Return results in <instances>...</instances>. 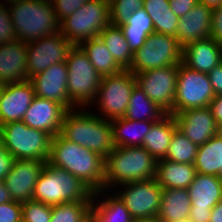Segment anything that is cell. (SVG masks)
<instances>
[{
    "label": "cell",
    "instance_id": "cb8c5ba5",
    "mask_svg": "<svg viewBox=\"0 0 222 222\" xmlns=\"http://www.w3.org/2000/svg\"><path fill=\"white\" fill-rule=\"evenodd\" d=\"M187 190L191 208H214L222 200V180L216 175L196 173Z\"/></svg>",
    "mask_w": 222,
    "mask_h": 222
},
{
    "label": "cell",
    "instance_id": "f907efd6",
    "mask_svg": "<svg viewBox=\"0 0 222 222\" xmlns=\"http://www.w3.org/2000/svg\"><path fill=\"white\" fill-rule=\"evenodd\" d=\"M198 2L211 9L217 8L222 4V0H198Z\"/></svg>",
    "mask_w": 222,
    "mask_h": 222
},
{
    "label": "cell",
    "instance_id": "8d00e7d4",
    "mask_svg": "<svg viewBox=\"0 0 222 222\" xmlns=\"http://www.w3.org/2000/svg\"><path fill=\"white\" fill-rule=\"evenodd\" d=\"M144 0H110V23L121 25L138 9Z\"/></svg>",
    "mask_w": 222,
    "mask_h": 222
},
{
    "label": "cell",
    "instance_id": "f1b7e54d",
    "mask_svg": "<svg viewBox=\"0 0 222 222\" xmlns=\"http://www.w3.org/2000/svg\"><path fill=\"white\" fill-rule=\"evenodd\" d=\"M194 167L196 173L216 175L222 180V138L215 135L198 146Z\"/></svg>",
    "mask_w": 222,
    "mask_h": 222
},
{
    "label": "cell",
    "instance_id": "ee69618b",
    "mask_svg": "<svg viewBox=\"0 0 222 222\" xmlns=\"http://www.w3.org/2000/svg\"><path fill=\"white\" fill-rule=\"evenodd\" d=\"M14 160L12 155L3 146H0V181H3L9 173Z\"/></svg>",
    "mask_w": 222,
    "mask_h": 222
},
{
    "label": "cell",
    "instance_id": "2e32d148",
    "mask_svg": "<svg viewBox=\"0 0 222 222\" xmlns=\"http://www.w3.org/2000/svg\"><path fill=\"white\" fill-rule=\"evenodd\" d=\"M47 162L35 159H15L3 182L12 200L25 202L32 200L35 184Z\"/></svg>",
    "mask_w": 222,
    "mask_h": 222
},
{
    "label": "cell",
    "instance_id": "d4e9b609",
    "mask_svg": "<svg viewBox=\"0 0 222 222\" xmlns=\"http://www.w3.org/2000/svg\"><path fill=\"white\" fill-rule=\"evenodd\" d=\"M196 175L194 164L157 160L155 179L163 188L187 189Z\"/></svg>",
    "mask_w": 222,
    "mask_h": 222
},
{
    "label": "cell",
    "instance_id": "f35d334b",
    "mask_svg": "<svg viewBox=\"0 0 222 222\" xmlns=\"http://www.w3.org/2000/svg\"><path fill=\"white\" fill-rule=\"evenodd\" d=\"M14 40H17V35L8 4L0 1V45Z\"/></svg>",
    "mask_w": 222,
    "mask_h": 222
},
{
    "label": "cell",
    "instance_id": "7c38bea8",
    "mask_svg": "<svg viewBox=\"0 0 222 222\" xmlns=\"http://www.w3.org/2000/svg\"><path fill=\"white\" fill-rule=\"evenodd\" d=\"M162 190L156 179L152 178L120 184L113 192L124 203L133 219H143L157 218Z\"/></svg>",
    "mask_w": 222,
    "mask_h": 222
},
{
    "label": "cell",
    "instance_id": "ab89813d",
    "mask_svg": "<svg viewBox=\"0 0 222 222\" xmlns=\"http://www.w3.org/2000/svg\"><path fill=\"white\" fill-rule=\"evenodd\" d=\"M87 1L88 0H51L59 22L81 8Z\"/></svg>",
    "mask_w": 222,
    "mask_h": 222
},
{
    "label": "cell",
    "instance_id": "11a10c76",
    "mask_svg": "<svg viewBox=\"0 0 222 222\" xmlns=\"http://www.w3.org/2000/svg\"><path fill=\"white\" fill-rule=\"evenodd\" d=\"M172 222H193V221L189 218H185V219H181V220H178V221H172Z\"/></svg>",
    "mask_w": 222,
    "mask_h": 222
},
{
    "label": "cell",
    "instance_id": "681fc988",
    "mask_svg": "<svg viewBox=\"0 0 222 222\" xmlns=\"http://www.w3.org/2000/svg\"><path fill=\"white\" fill-rule=\"evenodd\" d=\"M13 201L9 190L3 181H0V204Z\"/></svg>",
    "mask_w": 222,
    "mask_h": 222
},
{
    "label": "cell",
    "instance_id": "d6986e66",
    "mask_svg": "<svg viewBox=\"0 0 222 222\" xmlns=\"http://www.w3.org/2000/svg\"><path fill=\"white\" fill-rule=\"evenodd\" d=\"M34 98L29 80L5 85L0 98V125L22 121Z\"/></svg>",
    "mask_w": 222,
    "mask_h": 222
},
{
    "label": "cell",
    "instance_id": "f6af8a7d",
    "mask_svg": "<svg viewBox=\"0 0 222 222\" xmlns=\"http://www.w3.org/2000/svg\"><path fill=\"white\" fill-rule=\"evenodd\" d=\"M210 83L216 95H222V62L208 73Z\"/></svg>",
    "mask_w": 222,
    "mask_h": 222
},
{
    "label": "cell",
    "instance_id": "db71d44e",
    "mask_svg": "<svg viewBox=\"0 0 222 222\" xmlns=\"http://www.w3.org/2000/svg\"><path fill=\"white\" fill-rule=\"evenodd\" d=\"M0 146H3V130H2V125H0Z\"/></svg>",
    "mask_w": 222,
    "mask_h": 222
},
{
    "label": "cell",
    "instance_id": "83f0119b",
    "mask_svg": "<svg viewBox=\"0 0 222 222\" xmlns=\"http://www.w3.org/2000/svg\"><path fill=\"white\" fill-rule=\"evenodd\" d=\"M191 199L187 189L166 188L162 190L159 222H172L189 218Z\"/></svg>",
    "mask_w": 222,
    "mask_h": 222
},
{
    "label": "cell",
    "instance_id": "d590c367",
    "mask_svg": "<svg viewBox=\"0 0 222 222\" xmlns=\"http://www.w3.org/2000/svg\"><path fill=\"white\" fill-rule=\"evenodd\" d=\"M92 202H65L51 206L50 222H88Z\"/></svg>",
    "mask_w": 222,
    "mask_h": 222
},
{
    "label": "cell",
    "instance_id": "6f0895ef",
    "mask_svg": "<svg viewBox=\"0 0 222 222\" xmlns=\"http://www.w3.org/2000/svg\"><path fill=\"white\" fill-rule=\"evenodd\" d=\"M3 90H4V85L0 84V98H1Z\"/></svg>",
    "mask_w": 222,
    "mask_h": 222
},
{
    "label": "cell",
    "instance_id": "f5cc1de1",
    "mask_svg": "<svg viewBox=\"0 0 222 222\" xmlns=\"http://www.w3.org/2000/svg\"><path fill=\"white\" fill-rule=\"evenodd\" d=\"M216 135L219 138H222V122L217 124Z\"/></svg>",
    "mask_w": 222,
    "mask_h": 222
},
{
    "label": "cell",
    "instance_id": "c3c4849f",
    "mask_svg": "<svg viewBox=\"0 0 222 222\" xmlns=\"http://www.w3.org/2000/svg\"><path fill=\"white\" fill-rule=\"evenodd\" d=\"M209 222H222V200L212 209Z\"/></svg>",
    "mask_w": 222,
    "mask_h": 222
},
{
    "label": "cell",
    "instance_id": "ac0fdd59",
    "mask_svg": "<svg viewBox=\"0 0 222 222\" xmlns=\"http://www.w3.org/2000/svg\"><path fill=\"white\" fill-rule=\"evenodd\" d=\"M173 116L177 129L198 146L216 135L217 123L209 107L187 109Z\"/></svg>",
    "mask_w": 222,
    "mask_h": 222
},
{
    "label": "cell",
    "instance_id": "9f6ffc18",
    "mask_svg": "<svg viewBox=\"0 0 222 222\" xmlns=\"http://www.w3.org/2000/svg\"><path fill=\"white\" fill-rule=\"evenodd\" d=\"M17 1H21V0H2V2L6 3V4H10L12 2H17Z\"/></svg>",
    "mask_w": 222,
    "mask_h": 222
},
{
    "label": "cell",
    "instance_id": "9a60e30c",
    "mask_svg": "<svg viewBox=\"0 0 222 222\" xmlns=\"http://www.w3.org/2000/svg\"><path fill=\"white\" fill-rule=\"evenodd\" d=\"M35 96L61 104L67 111L78 109L70 100L67 90L68 68L66 62L55 63L43 72L29 78Z\"/></svg>",
    "mask_w": 222,
    "mask_h": 222
},
{
    "label": "cell",
    "instance_id": "52a82bcc",
    "mask_svg": "<svg viewBox=\"0 0 222 222\" xmlns=\"http://www.w3.org/2000/svg\"><path fill=\"white\" fill-rule=\"evenodd\" d=\"M66 64L69 98L77 108H88L95 100L102 76L77 45L68 51Z\"/></svg>",
    "mask_w": 222,
    "mask_h": 222
},
{
    "label": "cell",
    "instance_id": "ffe728a7",
    "mask_svg": "<svg viewBox=\"0 0 222 222\" xmlns=\"http://www.w3.org/2000/svg\"><path fill=\"white\" fill-rule=\"evenodd\" d=\"M27 45L14 40L0 45V84L28 81Z\"/></svg>",
    "mask_w": 222,
    "mask_h": 222
},
{
    "label": "cell",
    "instance_id": "7bdbcfd3",
    "mask_svg": "<svg viewBox=\"0 0 222 222\" xmlns=\"http://www.w3.org/2000/svg\"><path fill=\"white\" fill-rule=\"evenodd\" d=\"M197 3L198 0H169L170 9L179 18L183 17Z\"/></svg>",
    "mask_w": 222,
    "mask_h": 222
},
{
    "label": "cell",
    "instance_id": "7dc6e473",
    "mask_svg": "<svg viewBox=\"0 0 222 222\" xmlns=\"http://www.w3.org/2000/svg\"><path fill=\"white\" fill-rule=\"evenodd\" d=\"M209 109L215 119V122H222V95H216L214 99L209 103Z\"/></svg>",
    "mask_w": 222,
    "mask_h": 222
},
{
    "label": "cell",
    "instance_id": "f546056e",
    "mask_svg": "<svg viewBox=\"0 0 222 222\" xmlns=\"http://www.w3.org/2000/svg\"><path fill=\"white\" fill-rule=\"evenodd\" d=\"M78 46L102 77L123 71L99 37L83 41Z\"/></svg>",
    "mask_w": 222,
    "mask_h": 222
},
{
    "label": "cell",
    "instance_id": "b9f144b4",
    "mask_svg": "<svg viewBox=\"0 0 222 222\" xmlns=\"http://www.w3.org/2000/svg\"><path fill=\"white\" fill-rule=\"evenodd\" d=\"M210 37L222 45V4L213 9Z\"/></svg>",
    "mask_w": 222,
    "mask_h": 222
},
{
    "label": "cell",
    "instance_id": "7402d4cb",
    "mask_svg": "<svg viewBox=\"0 0 222 222\" xmlns=\"http://www.w3.org/2000/svg\"><path fill=\"white\" fill-rule=\"evenodd\" d=\"M222 62V45L209 37L183 47L182 63L189 69L208 74Z\"/></svg>",
    "mask_w": 222,
    "mask_h": 222
},
{
    "label": "cell",
    "instance_id": "ba28073f",
    "mask_svg": "<svg viewBox=\"0 0 222 222\" xmlns=\"http://www.w3.org/2000/svg\"><path fill=\"white\" fill-rule=\"evenodd\" d=\"M3 147L14 159H35L48 162L52 137L38 129L28 127L23 121L2 125Z\"/></svg>",
    "mask_w": 222,
    "mask_h": 222
},
{
    "label": "cell",
    "instance_id": "277c9868",
    "mask_svg": "<svg viewBox=\"0 0 222 222\" xmlns=\"http://www.w3.org/2000/svg\"><path fill=\"white\" fill-rule=\"evenodd\" d=\"M93 191L68 171L47 162L35 184L32 200L49 206L92 202Z\"/></svg>",
    "mask_w": 222,
    "mask_h": 222
},
{
    "label": "cell",
    "instance_id": "bcb514c9",
    "mask_svg": "<svg viewBox=\"0 0 222 222\" xmlns=\"http://www.w3.org/2000/svg\"><path fill=\"white\" fill-rule=\"evenodd\" d=\"M212 209L213 208H206V209L191 208L189 219H191L193 222H209Z\"/></svg>",
    "mask_w": 222,
    "mask_h": 222
},
{
    "label": "cell",
    "instance_id": "603a6c76",
    "mask_svg": "<svg viewBox=\"0 0 222 222\" xmlns=\"http://www.w3.org/2000/svg\"><path fill=\"white\" fill-rule=\"evenodd\" d=\"M132 221L130 212L113 190L102 189L93 193L90 222Z\"/></svg>",
    "mask_w": 222,
    "mask_h": 222
},
{
    "label": "cell",
    "instance_id": "30bf717a",
    "mask_svg": "<svg viewBox=\"0 0 222 222\" xmlns=\"http://www.w3.org/2000/svg\"><path fill=\"white\" fill-rule=\"evenodd\" d=\"M183 47L171 35L151 33L144 45L133 53L129 71L134 74L182 63Z\"/></svg>",
    "mask_w": 222,
    "mask_h": 222
},
{
    "label": "cell",
    "instance_id": "5b68a950",
    "mask_svg": "<svg viewBox=\"0 0 222 222\" xmlns=\"http://www.w3.org/2000/svg\"><path fill=\"white\" fill-rule=\"evenodd\" d=\"M17 40L29 43L59 31L51 0H21L8 4Z\"/></svg>",
    "mask_w": 222,
    "mask_h": 222
},
{
    "label": "cell",
    "instance_id": "e0dca14e",
    "mask_svg": "<svg viewBox=\"0 0 222 222\" xmlns=\"http://www.w3.org/2000/svg\"><path fill=\"white\" fill-rule=\"evenodd\" d=\"M66 112L58 102L35 96L22 121L28 127L42 130L53 137L60 133Z\"/></svg>",
    "mask_w": 222,
    "mask_h": 222
},
{
    "label": "cell",
    "instance_id": "7a4b0ae2",
    "mask_svg": "<svg viewBox=\"0 0 222 222\" xmlns=\"http://www.w3.org/2000/svg\"><path fill=\"white\" fill-rule=\"evenodd\" d=\"M92 110V108H78L67 111L62 120L60 134L105 159L114 148L111 123L110 120L96 115V112L92 113Z\"/></svg>",
    "mask_w": 222,
    "mask_h": 222
},
{
    "label": "cell",
    "instance_id": "3957f363",
    "mask_svg": "<svg viewBox=\"0 0 222 222\" xmlns=\"http://www.w3.org/2000/svg\"><path fill=\"white\" fill-rule=\"evenodd\" d=\"M157 160L143 147H114L105 158L104 189L156 176Z\"/></svg>",
    "mask_w": 222,
    "mask_h": 222
},
{
    "label": "cell",
    "instance_id": "836d02e7",
    "mask_svg": "<svg viewBox=\"0 0 222 222\" xmlns=\"http://www.w3.org/2000/svg\"><path fill=\"white\" fill-rule=\"evenodd\" d=\"M166 113L135 85L124 118L134 121H159Z\"/></svg>",
    "mask_w": 222,
    "mask_h": 222
},
{
    "label": "cell",
    "instance_id": "6da1fadb",
    "mask_svg": "<svg viewBox=\"0 0 222 222\" xmlns=\"http://www.w3.org/2000/svg\"><path fill=\"white\" fill-rule=\"evenodd\" d=\"M48 162L73 174L93 192L104 189L105 159L86 147L65 139L60 133L51 139Z\"/></svg>",
    "mask_w": 222,
    "mask_h": 222
},
{
    "label": "cell",
    "instance_id": "8992f818",
    "mask_svg": "<svg viewBox=\"0 0 222 222\" xmlns=\"http://www.w3.org/2000/svg\"><path fill=\"white\" fill-rule=\"evenodd\" d=\"M110 24V1L88 0L73 14L59 22V31L72 45L97 38Z\"/></svg>",
    "mask_w": 222,
    "mask_h": 222
},
{
    "label": "cell",
    "instance_id": "44dd1931",
    "mask_svg": "<svg viewBox=\"0 0 222 222\" xmlns=\"http://www.w3.org/2000/svg\"><path fill=\"white\" fill-rule=\"evenodd\" d=\"M212 12L213 9L198 2L180 17L175 38L182 47L211 36Z\"/></svg>",
    "mask_w": 222,
    "mask_h": 222
},
{
    "label": "cell",
    "instance_id": "816d5d0a",
    "mask_svg": "<svg viewBox=\"0 0 222 222\" xmlns=\"http://www.w3.org/2000/svg\"><path fill=\"white\" fill-rule=\"evenodd\" d=\"M132 222H159L157 218L133 219Z\"/></svg>",
    "mask_w": 222,
    "mask_h": 222
},
{
    "label": "cell",
    "instance_id": "74e56055",
    "mask_svg": "<svg viewBox=\"0 0 222 222\" xmlns=\"http://www.w3.org/2000/svg\"><path fill=\"white\" fill-rule=\"evenodd\" d=\"M22 222H50L51 206L34 200L22 202Z\"/></svg>",
    "mask_w": 222,
    "mask_h": 222
},
{
    "label": "cell",
    "instance_id": "1f68e13d",
    "mask_svg": "<svg viewBox=\"0 0 222 222\" xmlns=\"http://www.w3.org/2000/svg\"><path fill=\"white\" fill-rule=\"evenodd\" d=\"M120 27L133 53L141 48L147 37L154 32L152 20L144 8L136 10Z\"/></svg>",
    "mask_w": 222,
    "mask_h": 222
},
{
    "label": "cell",
    "instance_id": "484cf974",
    "mask_svg": "<svg viewBox=\"0 0 222 222\" xmlns=\"http://www.w3.org/2000/svg\"><path fill=\"white\" fill-rule=\"evenodd\" d=\"M156 121L111 120L114 147H142L143 139Z\"/></svg>",
    "mask_w": 222,
    "mask_h": 222
},
{
    "label": "cell",
    "instance_id": "8fae6325",
    "mask_svg": "<svg viewBox=\"0 0 222 222\" xmlns=\"http://www.w3.org/2000/svg\"><path fill=\"white\" fill-rule=\"evenodd\" d=\"M214 97L208 74L189 69L183 63L178 64L173 114L187 109L208 107Z\"/></svg>",
    "mask_w": 222,
    "mask_h": 222
},
{
    "label": "cell",
    "instance_id": "4fadbf2b",
    "mask_svg": "<svg viewBox=\"0 0 222 222\" xmlns=\"http://www.w3.org/2000/svg\"><path fill=\"white\" fill-rule=\"evenodd\" d=\"M178 65L147 70L138 74L136 85L166 114L173 115Z\"/></svg>",
    "mask_w": 222,
    "mask_h": 222
},
{
    "label": "cell",
    "instance_id": "e575fe53",
    "mask_svg": "<svg viewBox=\"0 0 222 222\" xmlns=\"http://www.w3.org/2000/svg\"><path fill=\"white\" fill-rule=\"evenodd\" d=\"M197 151L198 145L176 129L163 159L177 163L194 164Z\"/></svg>",
    "mask_w": 222,
    "mask_h": 222
},
{
    "label": "cell",
    "instance_id": "60d3db41",
    "mask_svg": "<svg viewBox=\"0 0 222 222\" xmlns=\"http://www.w3.org/2000/svg\"><path fill=\"white\" fill-rule=\"evenodd\" d=\"M22 203L10 201L0 204V222H22Z\"/></svg>",
    "mask_w": 222,
    "mask_h": 222
},
{
    "label": "cell",
    "instance_id": "4316f807",
    "mask_svg": "<svg viewBox=\"0 0 222 222\" xmlns=\"http://www.w3.org/2000/svg\"><path fill=\"white\" fill-rule=\"evenodd\" d=\"M177 129L175 118L166 114L156 121L143 139L142 147L145 148L156 160L166 156L172 135Z\"/></svg>",
    "mask_w": 222,
    "mask_h": 222
},
{
    "label": "cell",
    "instance_id": "5bb4252c",
    "mask_svg": "<svg viewBox=\"0 0 222 222\" xmlns=\"http://www.w3.org/2000/svg\"><path fill=\"white\" fill-rule=\"evenodd\" d=\"M26 45L29 78L55 63L66 62L68 51L73 46L60 31Z\"/></svg>",
    "mask_w": 222,
    "mask_h": 222
},
{
    "label": "cell",
    "instance_id": "d6a6232c",
    "mask_svg": "<svg viewBox=\"0 0 222 222\" xmlns=\"http://www.w3.org/2000/svg\"><path fill=\"white\" fill-rule=\"evenodd\" d=\"M143 8L152 20L154 32L175 37L180 18L170 9L169 0H144Z\"/></svg>",
    "mask_w": 222,
    "mask_h": 222
},
{
    "label": "cell",
    "instance_id": "4dcf8cb0",
    "mask_svg": "<svg viewBox=\"0 0 222 222\" xmlns=\"http://www.w3.org/2000/svg\"><path fill=\"white\" fill-rule=\"evenodd\" d=\"M98 37L112 54L116 63L123 70H129L133 59V52L125 39L120 25L108 24Z\"/></svg>",
    "mask_w": 222,
    "mask_h": 222
},
{
    "label": "cell",
    "instance_id": "9c48e42d",
    "mask_svg": "<svg viewBox=\"0 0 222 222\" xmlns=\"http://www.w3.org/2000/svg\"><path fill=\"white\" fill-rule=\"evenodd\" d=\"M135 85L136 77L129 70L102 77L95 100L89 107H98V114L96 115L105 120L111 121L122 118L126 114Z\"/></svg>",
    "mask_w": 222,
    "mask_h": 222
}]
</instances>
